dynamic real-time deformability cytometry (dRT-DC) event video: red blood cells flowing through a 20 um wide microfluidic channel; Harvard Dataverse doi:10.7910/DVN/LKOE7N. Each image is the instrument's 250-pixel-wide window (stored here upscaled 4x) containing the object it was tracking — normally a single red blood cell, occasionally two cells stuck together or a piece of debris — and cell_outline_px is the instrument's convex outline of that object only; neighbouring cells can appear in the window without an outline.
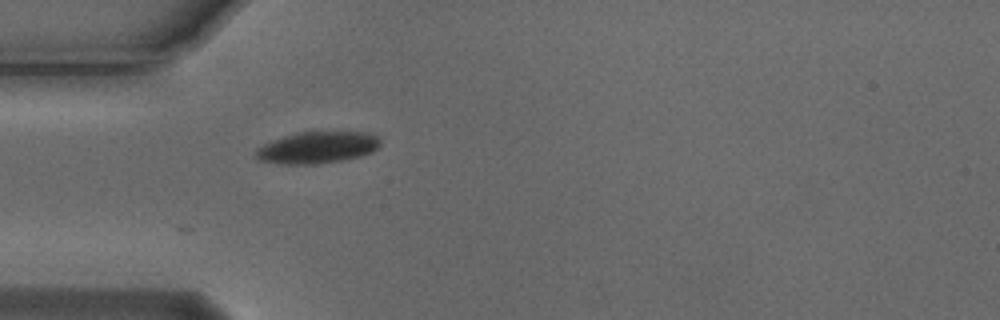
{"species": "Egyptian fruit bat (a non-hibernating species)", "species_latin": "Rousettus aegyptiacus", "temperature_condition": "cold", "stored_images_in_passage": 27, "camera_frame_rate_fps": 3000, "um_per_image_px": 0.085, "animal": {"sex": "male"}, "frame": {"image": 1, "passage_image": 1, "time_ms": 0.0, "image_size_px": [1000, 320], "cell_outline_px": [[380, 144], [372, 152], [360, 156], [344, 160], [316, 164], [288, 164], [260, 160], [256, 156], [256, 148], [272, 140], [284, 136], [300, 132], [368, 132], [380, 136]], "centroid_in_image_um": [27.02, 12.53], "position_along_channel_um": 58.0, "area_um2": 22.89}}
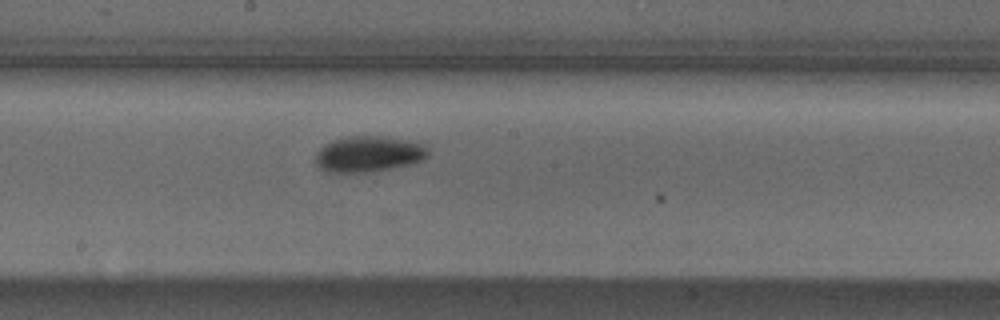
{"frame": {"image": 2, "passage_image": 14, "time_ms": 4.333, "image_size_px": [1000, 320], "cell_outline_px": [[428, 156], [424, 160], [392, 168], [368, 172], [328, 172], [320, 168], [316, 164], [316, 152], [324, 144], [332, 140], [348, 136], [388, 136], [428, 144]], "centroid_in_image_um": [31.36, 13.07], "position_along_channel_um": 216.8, "area_um2": 23.81}}
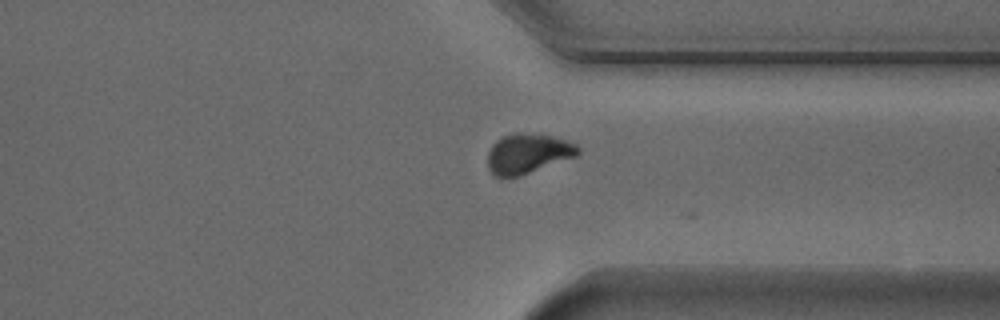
{"frame": {"image": 3, "passage_image": 26, "time_ms": 8.333, "image_size_px": [1000, 320], "cell_outline_px": [[580, 152], [576, 156], [520, 176], [496, 176], [488, 168], [488, 152], [492, 144], [496, 140], [504, 136], [516, 132], [552, 136], [576, 144], [580, 148]], "centroid_in_image_um": [44.86, 13.05], "position_along_channel_um": 366.5, "area_um2": 20.75}, "authors_computed_cell_mechanics": {"area_um2": 23.0622, "velocity_mm_per_s": 3.759, "shape_relaxation_time_tau1_ms": null, "shape_relaxation_time_tau2_ms": 6.5378, "deformation_change_tau1": null, "deformation_change_tau2": 0.0836}}